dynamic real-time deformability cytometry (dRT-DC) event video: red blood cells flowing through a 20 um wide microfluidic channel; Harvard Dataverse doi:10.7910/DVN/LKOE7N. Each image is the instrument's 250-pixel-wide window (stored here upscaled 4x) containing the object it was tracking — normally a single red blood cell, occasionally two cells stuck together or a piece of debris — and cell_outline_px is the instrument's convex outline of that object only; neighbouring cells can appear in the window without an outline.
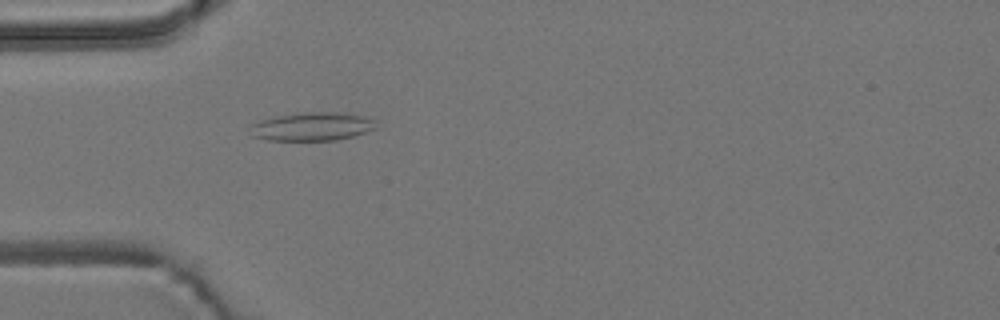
{"species": "common noctule bat (a hibernating species)", "species_latin": "Nyctalus noctula", "temperature_condition": "room temperature", "stored_images_in_passage": 48, "camera_frame_rate_fps": 3000, "um_per_image_px": 0.085, "animal": {"sex": "male", "body_mass_g": 19.2, "forearm_length_mm": 51.8}, "frame": {"image": 1, "passage_image": 9, "time_ms": 2.667, "image_size_px": [1000, 320], "cell_outline_px": [[376, 128], [352, 136], [336, 140], [268, 140], [252, 136], [252, 124], [260, 120], [276, 116], [304, 112], [344, 112], [364, 116], [376, 120]], "centroid_in_image_um": [26.56, 10.74], "position_along_channel_um": 58.4, "area_um2": 20.75}}
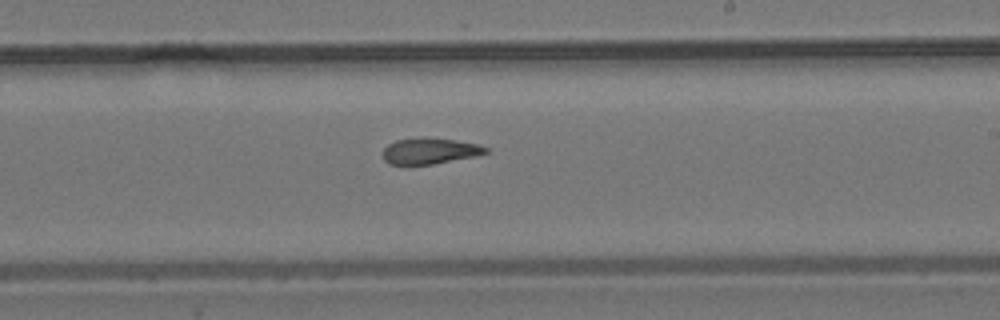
{"frame": {"image": 2, "passage_image": 25, "time_ms": 8.0, "image_size_px": [1000, 320], "cell_outline_px": [[488, 152], [476, 156], [432, 164], [408, 168], [388, 164], [384, 160], [384, 148], [388, 144], [396, 140], [424, 136], [456, 140], [476, 144], [488, 148]], "centroid_in_image_um": [36.45, 12.86], "position_along_channel_um": 252.5, "area_um2": 16.24}}
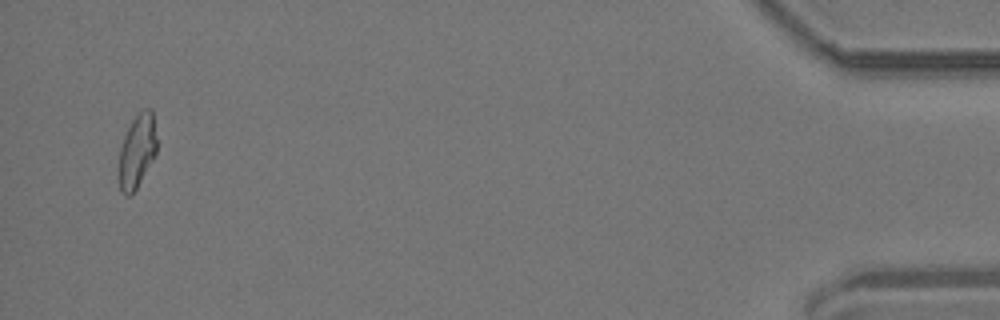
{"frame": {"image": 3, "passage_image": 46, "time_ms": 15.0, "image_size_px": [1000, 320], "cell_outline_px": [[156, 152], [152, 160], [136, 188], [128, 196], [124, 196], [120, 192], [116, 168], [120, 148], [124, 136], [132, 120], [144, 108], [152, 108], [156, 140]], "centroid_in_image_um": [11.59, 12.88], "position_along_channel_um": 423.6, "area_um2": 16.42}, "authors_computed_cell_mechanics": {"area_um2": 16.8198, "velocity_mm_per_s": 3.6989, "shape_relaxation_time_tau1_ms": null, "shape_relaxation_time_tau2_ms": 3.3004, "deformation_change_tau1": null, "deformation_change_tau2": 0.1133}}